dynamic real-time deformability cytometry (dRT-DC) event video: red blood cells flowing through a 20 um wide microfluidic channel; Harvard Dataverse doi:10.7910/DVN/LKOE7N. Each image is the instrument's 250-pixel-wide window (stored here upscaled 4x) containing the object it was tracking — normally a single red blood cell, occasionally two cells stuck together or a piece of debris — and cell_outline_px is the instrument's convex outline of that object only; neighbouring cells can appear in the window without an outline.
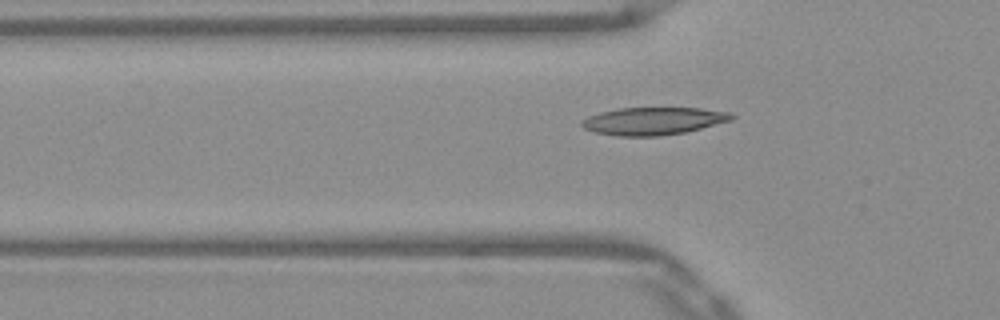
{"species": "Egyptian fruit bat (a non-hibernating species)", "species_latin": "Rousettus aegyptiacus", "temperature_condition": "warm", "stored_images_in_passage": 39, "camera_frame_rate_fps": 3000, "um_per_image_px": 0.085, "frame": {"image": 1, "passage_image": 7, "time_ms": 2.0, "image_size_px": [1000, 320], "cell_outline_px": [[736, 116], [732, 120], [684, 132], [660, 136], [616, 136], [592, 132], [584, 128], [580, 124], [580, 120], [588, 116], [600, 112], [620, 108], [700, 108], [732, 112]], "centroid_in_image_um": [55.51, 10.28], "position_along_channel_um": 70.3, "area_um2": 24.22}}
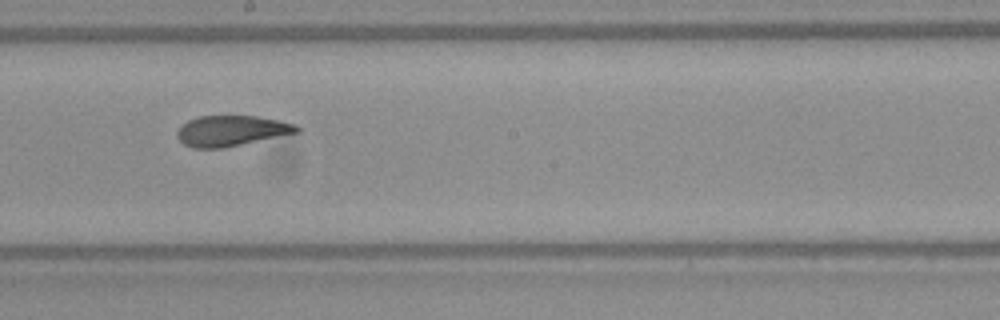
{"frame": {"image": 2, "passage_image": 19, "time_ms": 6.0, "image_size_px": [1000, 320], "cell_outline_px": [[300, 132], [224, 148], [192, 148], [184, 144], [176, 136], [176, 132], [188, 120], [200, 116], [256, 116], [280, 120], [296, 124], [300, 128]], "centroid_in_image_um": [19.69, 11.12], "position_along_channel_um": 228.5, "area_um2": 21.33}}
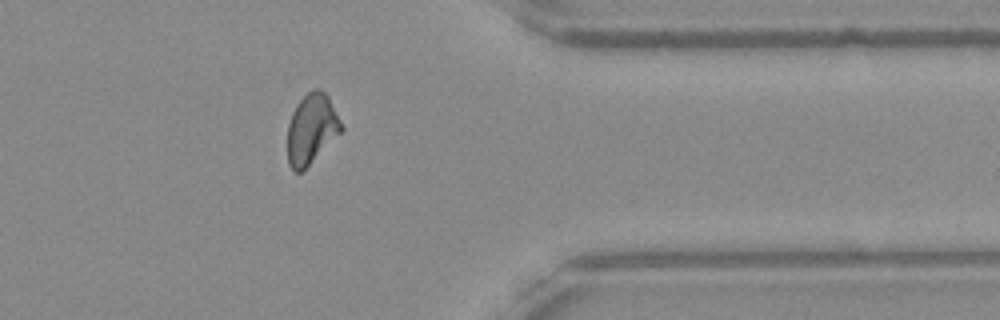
{"frame": {"image": 3, "passage_image": 32, "time_ms": 10.333, "image_size_px": [1000, 320], "cell_outline_px": [[344, 128], [300, 172], [292, 172], [288, 164], [288, 124], [292, 112], [296, 104], [312, 88], [320, 88], [328, 96]], "centroid_in_image_um": [26.45, 10.92], "position_along_channel_um": 385.0, "area_um2": 21.5}}